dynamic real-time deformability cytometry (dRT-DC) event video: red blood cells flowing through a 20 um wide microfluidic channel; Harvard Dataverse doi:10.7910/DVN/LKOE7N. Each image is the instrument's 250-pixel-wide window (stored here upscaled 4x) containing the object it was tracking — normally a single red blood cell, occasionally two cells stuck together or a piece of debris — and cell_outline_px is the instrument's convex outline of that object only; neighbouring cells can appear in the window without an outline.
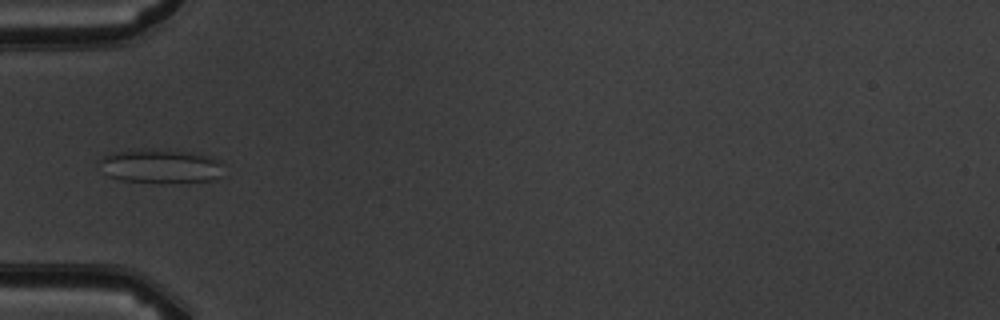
{"species": "common noctule bat (a hibernating species)", "species_latin": "Nyctalus noctula", "temperature_condition": "warm", "stored_images_in_passage": 4, "camera_frame_rate_fps": 3000, "um_per_image_px": 0.085, "animal": {"sex": "male", "body_mass_g": 19.5, "forearm_length_mm": 54.6}, "frame": {"image": 1, "passage_image": 4, "time_ms": 4.333, "image_size_px": [1000, 320], "cell_outline_px": [[220, 164], [216, 176], [212, 180], [164, 184], [120, 180], [108, 176], [104, 172], [96, 160], [112, 152], [140, 148], [152, 148], [192, 152], [212, 156], [220, 160]], "centroid_in_image_um": [13.55, 14.11], "position_along_channel_um": 71.5, "area_um2": 25.14}}